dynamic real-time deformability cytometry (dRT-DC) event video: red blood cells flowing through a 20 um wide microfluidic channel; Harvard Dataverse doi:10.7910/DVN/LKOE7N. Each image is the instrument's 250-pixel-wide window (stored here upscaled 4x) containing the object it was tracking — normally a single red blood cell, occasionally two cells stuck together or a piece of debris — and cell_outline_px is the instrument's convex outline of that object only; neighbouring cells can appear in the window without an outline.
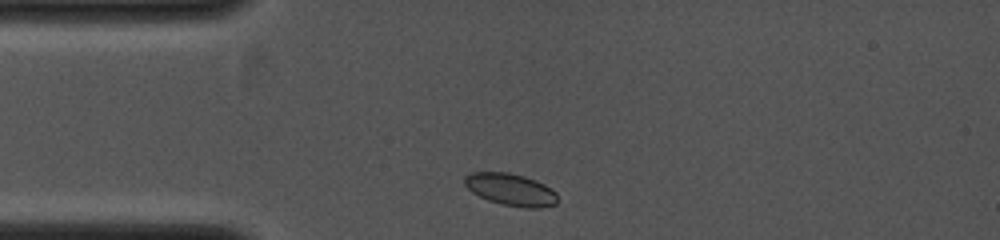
{"species": "common noctule bat (a hibernating species)", "species_latin": "Nyctalus noctula", "temperature_condition": "cold", "stored_images_in_passage": 2, "camera_frame_rate_fps": 4000, "um_per_image_px": 0.085, "animal": {"sex": "female", "body_mass_g": 19.0, "forearm_length_mm": 53.3}, "frame": {"image": 1, "passage_image": 1, "time_ms": 0.0, "image_size_px": [1000, 240], "cell_outline_px": [[556, 204], [540, 208], [524, 208], [500, 204], [488, 200], [472, 192], [464, 184], [464, 176], [472, 172], [508, 172], [524, 176], [536, 180], [544, 184], [556, 192]], "centroid_in_image_um": [43.4, 16.11], "position_along_channel_um": 41.6, "area_um2": 17.46}}